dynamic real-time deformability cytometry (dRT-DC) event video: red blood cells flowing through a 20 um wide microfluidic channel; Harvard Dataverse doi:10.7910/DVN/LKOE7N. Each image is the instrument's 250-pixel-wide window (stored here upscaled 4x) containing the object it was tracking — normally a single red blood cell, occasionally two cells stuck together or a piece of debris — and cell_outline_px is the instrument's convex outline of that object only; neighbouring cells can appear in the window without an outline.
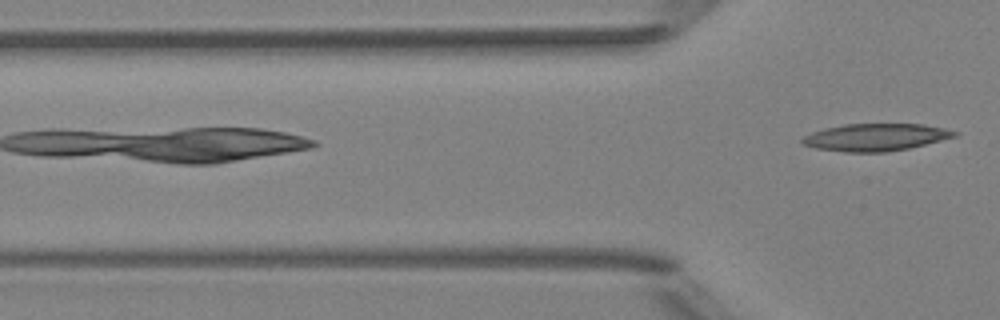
{"species": "Egyptian fruit bat (a non-hibernating species)", "species_latin": "Rousettus aegyptiacus", "temperature_condition": "room temperature", "stored_images_in_passage": 7, "camera_frame_rate_fps": 3000, "um_per_image_px": 0.085, "animal": {"sex": "female"}, "frame": {"image": 1, "passage_image": 7, "time_ms": 2.0, "image_size_px": [1000, 320], "cell_outline_px": [[960, 132], [956, 136], [908, 148], [884, 152], [844, 152], [816, 148], [804, 144], [800, 140], [804, 136], [812, 132], [824, 128], [844, 124], [924, 124], [944, 128]], "centroid_in_image_um": [74.41, 11.66], "position_along_channel_um": 51.4, "area_um2": 24.04}}